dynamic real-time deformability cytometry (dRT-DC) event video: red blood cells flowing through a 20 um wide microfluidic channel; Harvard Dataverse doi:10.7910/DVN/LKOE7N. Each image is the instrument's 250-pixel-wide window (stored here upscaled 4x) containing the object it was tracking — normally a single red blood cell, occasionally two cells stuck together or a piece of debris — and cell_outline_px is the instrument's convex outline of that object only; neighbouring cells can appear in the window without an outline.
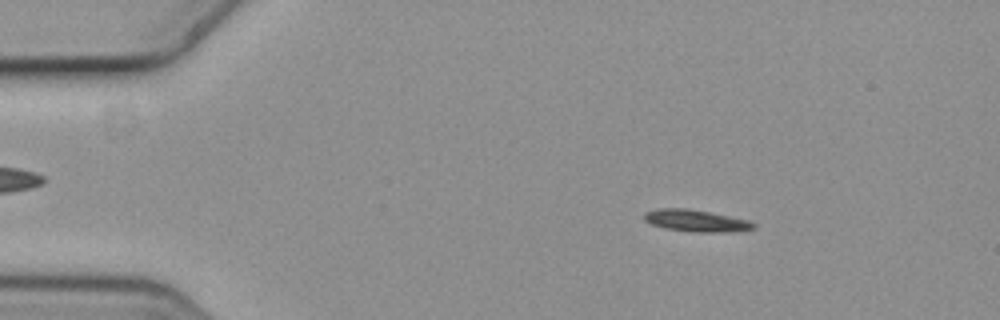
{"species": "common noctule bat (a hibernating species)", "species_latin": "Nyctalus noctula", "temperature_condition": "cold", "stored_images_in_passage": 6, "camera_frame_rate_fps": 3000, "um_per_image_px": 0.085, "animal": {"sex": "female", "body_mass_g": 19.3, "forearm_length_mm": 54.1}, "frame": {"image": 1, "passage_image": 2, "time_ms": 0.333, "image_size_px": [1000, 320], "cell_outline_px": [[756, 228], [736, 232], [696, 232], [664, 228], [652, 224], [644, 220], [644, 212], [656, 208], [688, 208], [712, 212], [748, 220], [756, 224]], "centroid_in_image_um": [59.18, 18.75], "position_along_channel_um": 25.8, "area_um2": 14.16}}
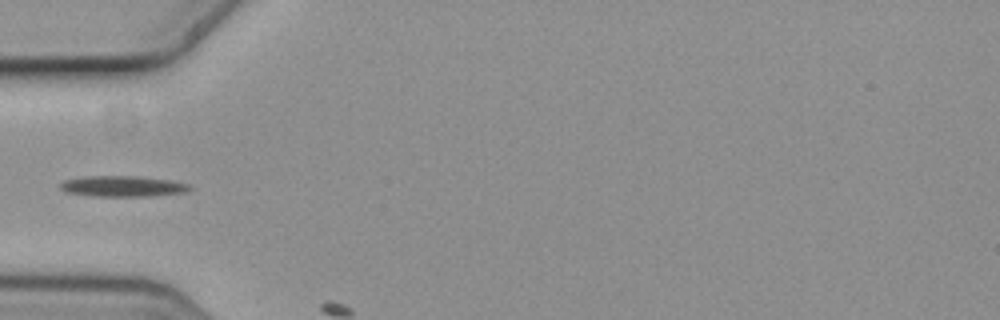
{"frame": {"image": 2, "passage_image": 5, "time_ms": 1.333, "image_size_px": [1000, 320], "cell_outline_px": [[192, 188], [184, 192], [148, 196], [92, 196], [64, 192], [60, 188], [60, 184], [64, 180], [84, 176], [136, 176], [172, 180], [188, 184]], "centroid_in_image_um": [10.38, 15.83], "position_along_channel_um": 74.6, "area_um2": 15.66}}